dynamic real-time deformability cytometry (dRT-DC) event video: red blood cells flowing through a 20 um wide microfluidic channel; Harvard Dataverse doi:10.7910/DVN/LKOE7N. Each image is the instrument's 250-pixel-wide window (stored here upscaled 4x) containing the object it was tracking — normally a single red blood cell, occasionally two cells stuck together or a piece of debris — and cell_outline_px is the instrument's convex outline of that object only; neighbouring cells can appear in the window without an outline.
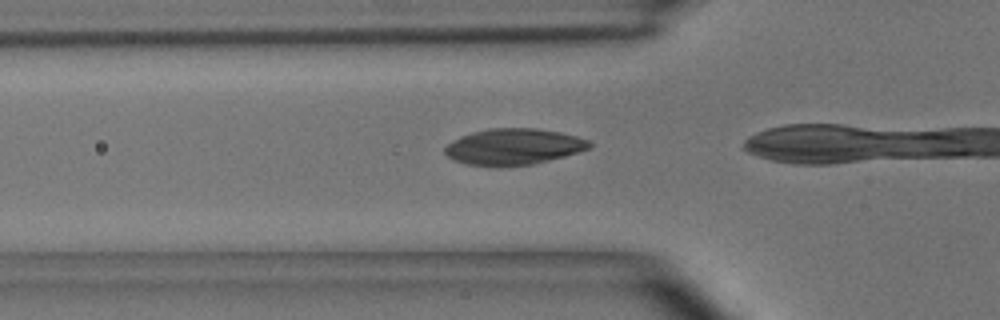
{"species": "common noctule bat (a hibernating species)", "species_latin": "Nyctalus noctula", "temperature_condition": "room temperature", "stored_images_in_passage": 15, "camera_frame_rate_fps": 3000, "um_per_image_px": 0.085, "animal": {"sex": "male", "body_mass_g": 15.6}, "frame": {"image": 1, "passage_image": 11, "time_ms": 3.333, "image_size_px": [1000, 320], "cell_outline_px": [[592, 148], [564, 156], [532, 164], [468, 164], [456, 160], [448, 156], [444, 152], [444, 148], [448, 144], [460, 136], [472, 132], [492, 128], [536, 128], [560, 132], [576, 136], [588, 140], [592, 144]], "centroid_in_image_um": [43.7, 12.43], "position_along_channel_um": 82.1, "area_um2": 29.65}}